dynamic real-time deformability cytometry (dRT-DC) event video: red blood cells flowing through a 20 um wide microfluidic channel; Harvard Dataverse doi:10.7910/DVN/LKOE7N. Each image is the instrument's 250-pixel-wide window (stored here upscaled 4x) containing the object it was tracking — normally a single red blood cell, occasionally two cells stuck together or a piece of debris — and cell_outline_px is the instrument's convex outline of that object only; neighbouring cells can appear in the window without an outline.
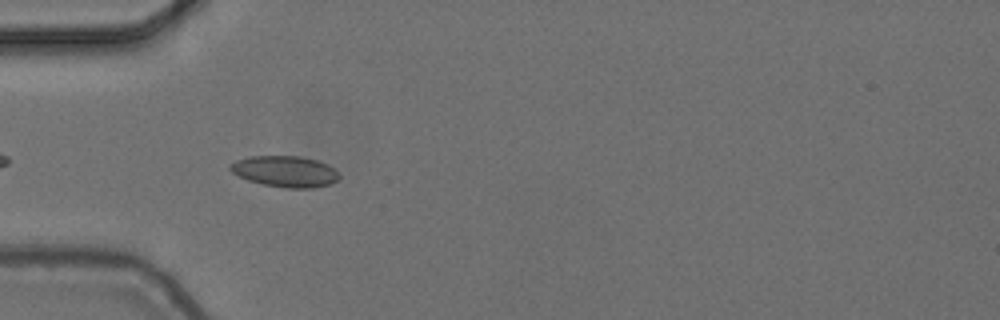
{"species": "common noctule bat (a hibernating species)", "species_latin": "Nyctalus noctula", "temperature_condition": "cold", "stored_images_in_passage": 40, "camera_frame_rate_fps": 3000, "um_per_image_px": 0.085, "animal": {"sex": "female", "body_mass_g": 24.6, "forearm_length_mm": 56.2}, "frame": {"image": 1, "passage_image": 2, "time_ms": 0.333, "image_size_px": [1000, 320], "cell_outline_px": [[340, 176], [332, 184], [312, 188], [288, 188], [264, 184], [248, 180], [232, 172], [228, 168], [228, 164], [236, 160], [248, 156], [300, 156], [316, 160], [328, 164]], "centroid_in_image_um": [24.21, 14.56], "position_along_channel_um": 60.8, "area_um2": 19.71}}
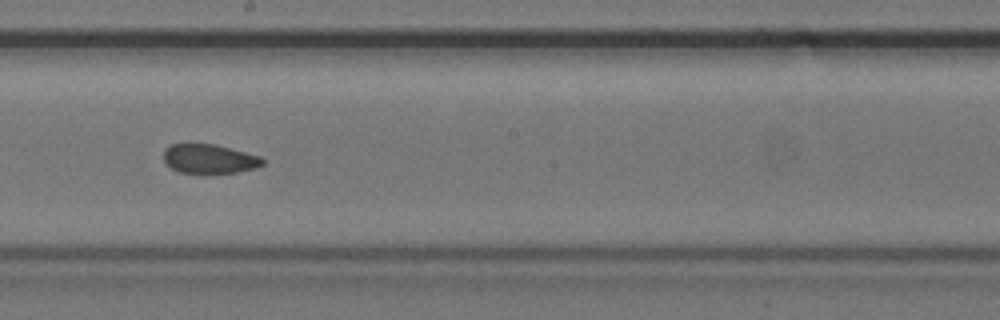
{"frame": {"image": 2, "passage_image": 16, "time_ms": 5.0, "image_size_px": [1000, 320], "cell_outline_px": [[264, 164], [256, 168], [236, 172], [204, 176], [180, 172], [172, 168], [164, 160], [164, 148], [172, 144], [216, 144], [260, 156], [264, 160]], "centroid_in_image_um": [17.8, 13.54], "position_along_channel_um": 230.4, "area_um2": 17.4}}
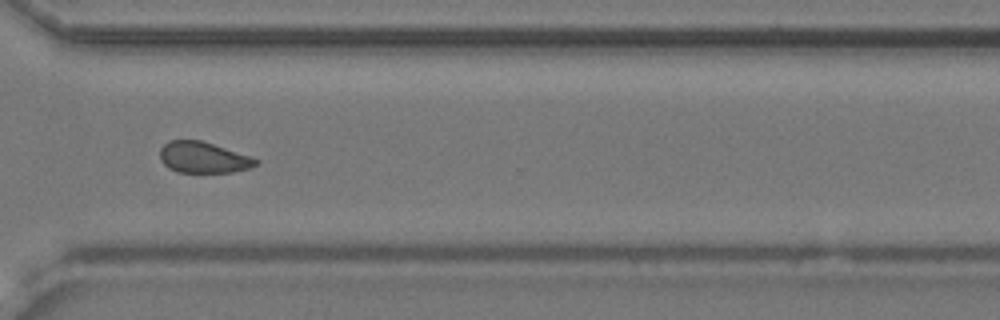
{"frame": {"image": 3, "passage_image": 26, "time_ms": 8.333, "image_size_px": [1000, 320], "cell_outline_px": [[260, 160], [256, 164], [248, 168], [232, 172], [176, 172], [168, 168], [160, 160], [160, 148], [168, 140], [200, 140]], "centroid_in_image_um": [17.21, 13.39], "position_along_channel_um": 353.4, "area_um2": 17.11}, "authors_computed_cell_mechanics": {"area_um2": 18.0336, "velocity_mm_per_s": 3.6973, "shape_relaxation_time_tau1_ms": null, "shape_relaxation_time_tau2_ms": 2.2131, "deformation_change_tau1": null, "deformation_change_tau2": 0.0674}}